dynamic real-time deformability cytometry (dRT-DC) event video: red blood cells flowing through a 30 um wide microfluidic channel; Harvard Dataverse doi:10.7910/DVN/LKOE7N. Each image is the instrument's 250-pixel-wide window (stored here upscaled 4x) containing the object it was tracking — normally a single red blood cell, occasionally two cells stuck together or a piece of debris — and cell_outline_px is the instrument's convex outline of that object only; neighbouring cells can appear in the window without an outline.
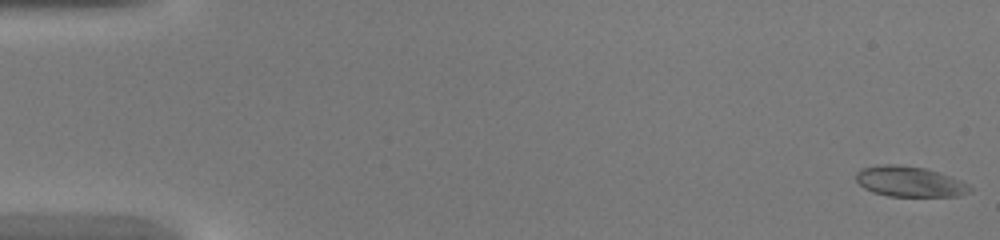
{"species": "common noctule bat (a hibernating species)", "species_latin": "Nyctalus noctula", "temperature_condition": "warm", "stored_images_in_passage": 8, "camera_frame_rate_fps": 3000, "um_per_image_px": 0.085, "animal": {"sex": "female", "body_mass_g": 20.0, "forearm_length_mm": 54.0}, "frame": {"image": 1, "passage_image": 1, "time_ms": 0.0, "image_size_px": [1000, 240], "cell_outline_px": [[972, 192], [960, 196], [888, 196], [872, 192], [864, 188], [856, 180], [856, 172], [860, 168], [884, 164], [896, 164], [924, 168], [960, 180], [968, 184], [972, 188]], "centroid_in_image_um": [77.3, 15.44], "position_along_channel_um": 7.7, "area_um2": 20.17}}